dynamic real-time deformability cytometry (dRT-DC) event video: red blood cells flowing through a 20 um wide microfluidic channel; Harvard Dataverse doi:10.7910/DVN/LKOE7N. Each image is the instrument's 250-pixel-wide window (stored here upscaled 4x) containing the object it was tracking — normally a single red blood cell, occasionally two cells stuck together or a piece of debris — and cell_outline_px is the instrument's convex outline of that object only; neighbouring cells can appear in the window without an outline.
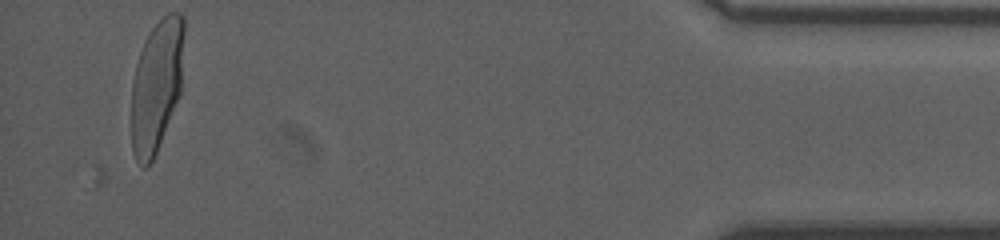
{"species": "human", "species_latin": "Homo sapiens", "temperature_condition": "room temperature", "stored_images_in_passage": 38, "camera_frame_rate_fps": 3000, "um_per_image_px": 0.085, "donor": {"sex": "male"}, "frame": {"image": 1, "passage_image": 38, "time_ms": 13.0, "image_size_px": [1000, 240], "cell_outline_px": [[184, 32], [180, 96], [156, 152], [148, 168], [140, 168], [132, 152], [132, 84], [136, 64], [144, 40], [152, 28], [168, 12], [180, 12], [184, 16]], "centroid_in_image_um": [13.31, 7.29], "position_along_channel_um": 421.9, "area_um2": 40.69}}